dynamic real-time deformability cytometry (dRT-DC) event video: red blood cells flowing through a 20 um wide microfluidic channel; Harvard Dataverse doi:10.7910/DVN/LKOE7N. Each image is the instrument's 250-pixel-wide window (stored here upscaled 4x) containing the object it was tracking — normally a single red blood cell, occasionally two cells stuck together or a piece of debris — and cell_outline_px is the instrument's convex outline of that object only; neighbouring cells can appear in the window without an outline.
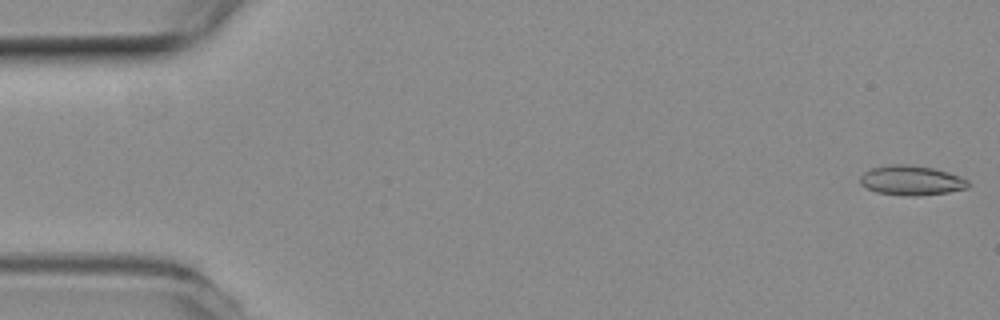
{"species": "common noctule bat (a hibernating species)", "species_latin": "Nyctalus noctula", "temperature_condition": "room temperature", "stored_images_in_passage": 54, "camera_frame_rate_fps": 3000, "um_per_image_px": 0.085, "animal": {"sex": "female", "body_mass_g": 19.3, "forearm_length_mm": 54.1}, "frame": {"image": 1, "passage_image": 1, "time_ms": 0.0, "image_size_px": [1000, 320], "cell_outline_px": [[968, 188], [948, 192], [916, 196], [904, 196], [876, 192], [860, 184], [860, 176], [864, 172], [872, 168], [888, 164], [908, 164], [932, 168], [948, 172], [960, 176], [968, 180]], "centroid_in_image_um": [77.45, 15.33], "position_along_channel_um": 7.5, "area_um2": 18.73}}
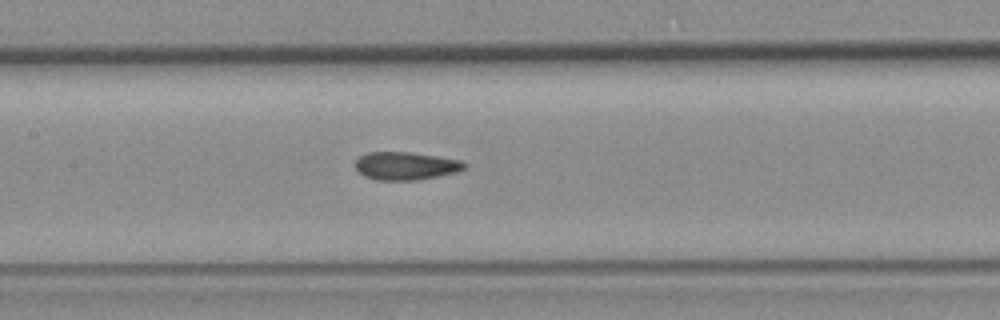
{"frame": {"image": 2, "passage_image": 25, "time_ms": 8.0, "image_size_px": [1000, 320], "cell_outline_px": [[468, 164], [464, 168], [456, 172], [416, 180], [376, 180], [364, 176], [356, 168], [356, 160], [360, 156], [368, 152], [408, 152], [436, 156], [460, 160]], "centroid_in_image_um": [34.47, 14.1], "position_along_channel_um": 172.9, "area_um2": 17.57}}
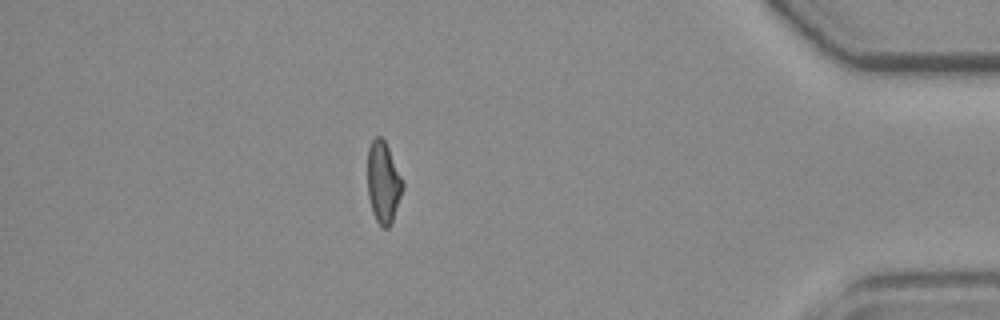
{"frame": {"image": 3, "passage_image": 47, "time_ms": 15.333, "image_size_px": [1000, 320], "cell_outline_px": [[404, 188], [392, 220], [388, 228], [384, 228], [376, 220], [372, 212], [368, 196], [368, 148], [372, 140], [376, 136], [380, 136], [384, 140], [404, 180]], "centroid_in_image_um": [32.59, 15.49], "position_along_channel_um": 402.6, "area_um2": 16.65}, "authors_computed_cell_mechanics": {"area_um2": 17.629, "velocity_mm_per_s": 3.7989, "shape_relaxation_time_tau1_ms": null, "shape_relaxation_time_tau2_ms": 2.0337, "deformation_change_tau1": null, "deformation_change_tau2": 0.1045}}